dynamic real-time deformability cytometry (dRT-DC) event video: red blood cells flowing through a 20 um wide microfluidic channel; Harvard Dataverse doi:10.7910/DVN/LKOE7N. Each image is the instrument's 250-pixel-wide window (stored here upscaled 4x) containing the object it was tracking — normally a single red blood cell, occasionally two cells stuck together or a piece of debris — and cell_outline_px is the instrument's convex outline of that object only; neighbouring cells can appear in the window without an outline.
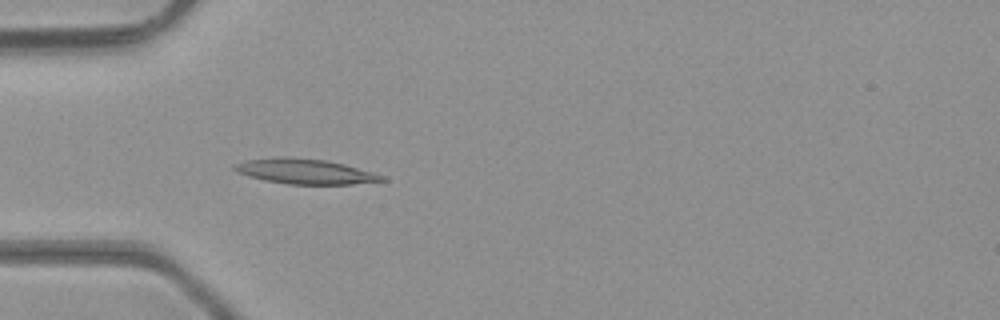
{"species": "common noctule bat (a hibernating species)", "species_latin": "Nyctalus noctula", "temperature_condition": "room temperature", "stored_images_in_passage": 48, "camera_frame_rate_fps": 3000, "um_per_image_px": 0.085, "animal": {"sex": "male", "body_mass_g": 23.1, "forearm_length_mm": 52.7}, "frame": {"image": 1, "passage_image": 15, "time_ms": 4.667, "image_size_px": [1000, 320], "cell_outline_px": [[388, 180], [352, 184], [288, 184], [264, 180], [248, 176], [232, 168], [236, 164], [248, 160], [276, 156], [288, 156], [324, 160], [344, 164], [388, 176]], "centroid_in_image_um": [25.99, 14.57], "position_along_channel_um": 59.0, "area_um2": 21.56}}
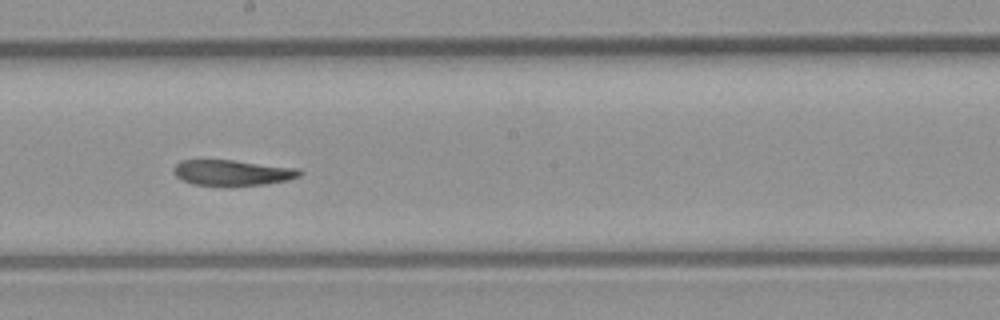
{"frame": {"image": 2, "passage_image": 27, "time_ms": 8.667, "image_size_px": [1000, 320], "cell_outline_px": [[304, 172], [300, 176], [288, 180], [264, 184], [232, 188], [192, 184], [176, 176], [172, 172], [172, 168], [180, 160], [232, 160], [300, 168]], "centroid_in_image_um": [19.76, 14.71], "position_along_channel_um": 228.4, "area_um2": 19.54}}
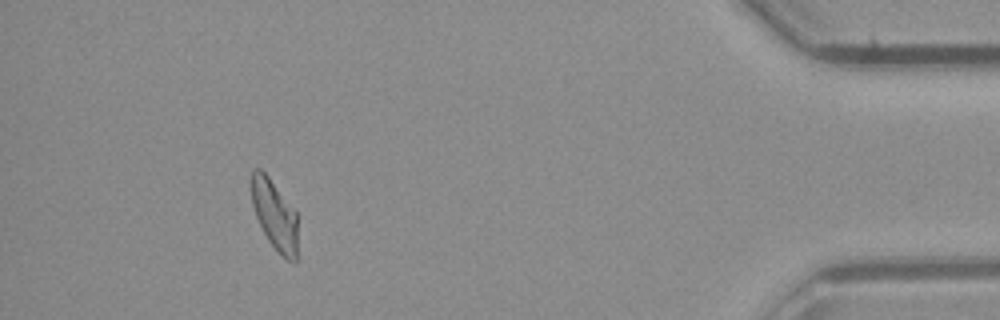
{"frame": {"image": 3, "passage_image": 44, "time_ms": 14.333, "image_size_px": [1000, 320], "cell_outline_px": [[296, 264], [292, 264], [268, 240], [256, 216], [252, 204], [252, 172], [256, 168], [260, 168], [268, 176], [296, 208]], "centroid_in_image_um": [23.36, 18.23], "position_along_channel_um": 411.8, "area_um2": 18.61}, "authors_computed_cell_mechanics": {"area_um2": 20.3745, "velocity_mm_per_s": 4.3284, "shape_relaxation_time_tau1_ms": null, "shape_relaxation_time_tau2_ms": 3.5381, "deformation_change_tau1": null, "deformation_change_tau2": 0.1032}}